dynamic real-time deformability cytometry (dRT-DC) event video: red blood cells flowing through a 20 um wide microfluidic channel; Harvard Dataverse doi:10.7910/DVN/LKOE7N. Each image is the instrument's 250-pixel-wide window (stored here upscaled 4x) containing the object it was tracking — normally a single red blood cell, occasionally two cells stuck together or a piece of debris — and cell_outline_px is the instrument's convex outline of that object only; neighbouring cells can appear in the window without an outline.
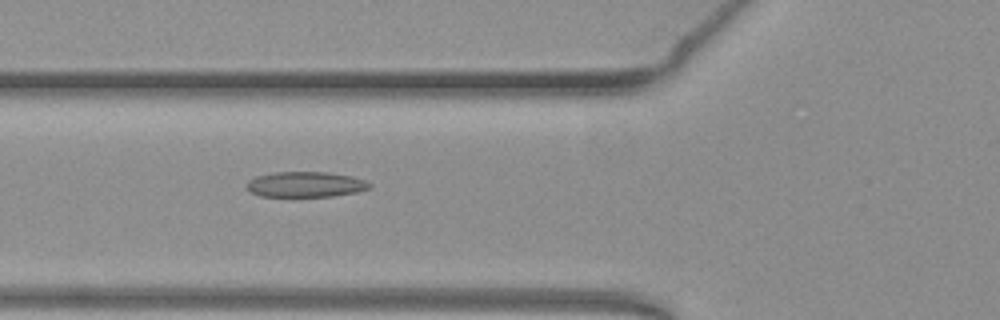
{"species": "common noctule bat (a hibernating species)", "species_latin": "Nyctalus noctula", "temperature_condition": "warm", "stored_images_in_passage": 44, "camera_frame_rate_fps": 3000, "um_per_image_px": 0.085, "animal": {"sex": "female", "body_mass_g": 19.3, "forearm_length_mm": 54.1}, "frame": {"image": 1, "passage_image": 11, "time_ms": 3.333, "image_size_px": [1000, 320], "cell_outline_px": [[372, 188], [356, 192], [332, 196], [260, 196], [244, 188], [244, 184], [248, 180], [256, 176], [272, 172], [328, 172], [352, 176], [364, 180], [372, 184]], "centroid_in_image_um": [25.94, 15.67], "position_along_channel_um": 99.9, "area_um2": 18.38}}
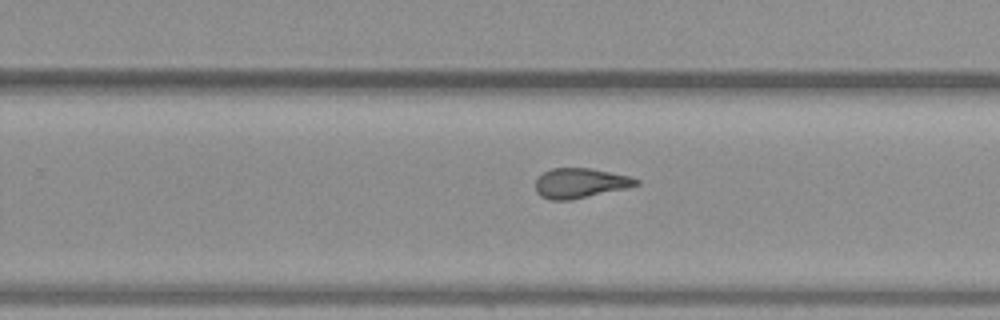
{"frame": {"image": 2, "passage_image": 25, "time_ms": 8.0, "image_size_px": [1000, 320], "cell_outline_px": [[640, 184], [624, 188], [572, 200], [552, 200], [540, 196], [536, 192], [536, 180], [544, 172], [552, 168], [588, 168], [632, 176], [640, 180]], "centroid_in_image_um": [49.32, 15.56], "position_along_channel_um": 280.5, "area_um2": 17.4}}
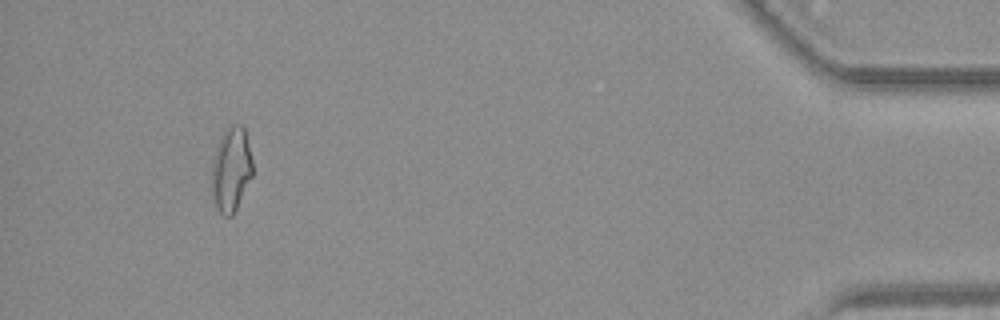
{"frame": {"image": 3, "passage_image": 41, "time_ms": 13.333, "image_size_px": [1000, 320], "cell_outline_px": [[252, 176], [232, 216], [224, 216], [216, 208], [212, 196], [212, 160], [216, 148], [224, 132], [232, 124], [244, 124], [252, 160]], "centroid_in_image_um": [19.65, 14.39], "position_along_channel_um": 415.6, "area_um2": 20.0}, "authors_computed_cell_mechanics": {"area_um2": 18.1203, "velocity_mm_per_s": 3.8692, "shape_relaxation_time_tau1_ms": null, "shape_relaxation_time_tau2_ms": 2.7083, "deformation_change_tau1": null, "deformation_change_tau2": 0.1165}}